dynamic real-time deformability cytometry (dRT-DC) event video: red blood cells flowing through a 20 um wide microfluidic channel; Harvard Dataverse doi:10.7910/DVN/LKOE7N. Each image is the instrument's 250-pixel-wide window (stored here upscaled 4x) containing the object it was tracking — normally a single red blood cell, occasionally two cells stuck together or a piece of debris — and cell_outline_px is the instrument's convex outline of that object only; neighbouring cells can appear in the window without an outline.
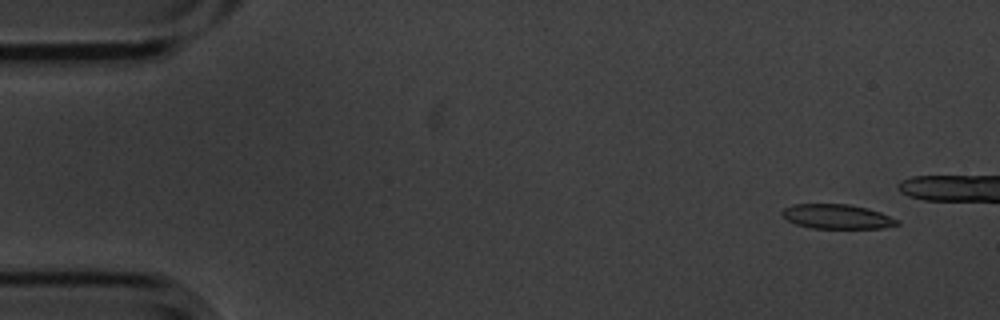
{"species": "common noctule bat (a hibernating species)", "species_latin": "Nyctalus noctula", "temperature_condition": "cold", "stored_images_in_passage": 6, "camera_frame_rate_fps": 3000, "um_per_image_px": 0.085, "animal": {"sex": "male", "body_mass_g": 20.1, "forearm_length_mm": 53.5}, "frame": {"image": 1, "passage_image": 2, "time_ms": 0.333, "image_size_px": [1000, 320], "cell_outline_px": [[900, 224], [880, 228], [812, 228], [796, 224], [788, 220], [780, 212], [784, 208], [792, 204], [848, 204], [868, 208], [880, 212], [900, 220]], "centroid_in_image_um": [71.16, 18.4], "position_along_channel_um": 13.8, "area_um2": 16.42}}